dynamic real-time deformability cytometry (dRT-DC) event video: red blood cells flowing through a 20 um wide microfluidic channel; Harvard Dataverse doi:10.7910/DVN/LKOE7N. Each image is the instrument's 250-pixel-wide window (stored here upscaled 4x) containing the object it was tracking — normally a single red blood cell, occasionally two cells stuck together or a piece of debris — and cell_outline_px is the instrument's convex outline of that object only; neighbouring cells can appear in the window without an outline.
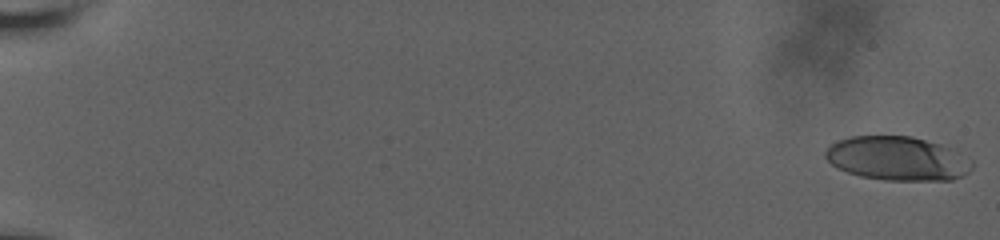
{"species": "human", "species_latin": "Homo sapiens", "temperature_condition": "room temperature", "stored_images_in_passage": 36, "camera_frame_rate_fps": 3000, "um_per_image_px": 0.085, "donor": {"sex": "male"}, "frame": {"image": 1, "passage_image": 1, "time_ms": 0.0, "image_size_px": [1000, 240], "cell_outline_px": [[972, 168], [968, 172], [952, 180], [888, 180], [860, 176], [848, 172], [832, 164], [824, 156], [824, 152], [832, 144], [840, 140], [852, 136], [912, 136], [940, 144], [972, 160]], "centroid_in_image_um": [76.28, 13.47], "position_along_channel_um": 8.7, "area_um2": 37.11}}
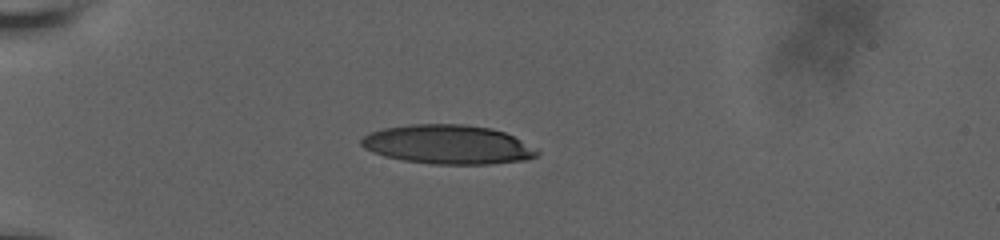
{"frame": {"image": 2, "passage_image": 30, "time_ms": 6.0, "image_size_px": [1000, 240], "cell_outline_px": [[540, 152], [536, 156], [528, 160], [488, 164], [432, 164], [404, 160], [384, 156], [372, 152], [364, 148], [360, 144], [360, 140], [364, 136], [372, 132], [384, 128], [412, 124], [464, 124], [492, 128], [504, 132], [520, 140]], "centroid_in_image_um": [38.06, 12.28], "position_along_channel_um": 46.9, "area_um2": 39.94}}